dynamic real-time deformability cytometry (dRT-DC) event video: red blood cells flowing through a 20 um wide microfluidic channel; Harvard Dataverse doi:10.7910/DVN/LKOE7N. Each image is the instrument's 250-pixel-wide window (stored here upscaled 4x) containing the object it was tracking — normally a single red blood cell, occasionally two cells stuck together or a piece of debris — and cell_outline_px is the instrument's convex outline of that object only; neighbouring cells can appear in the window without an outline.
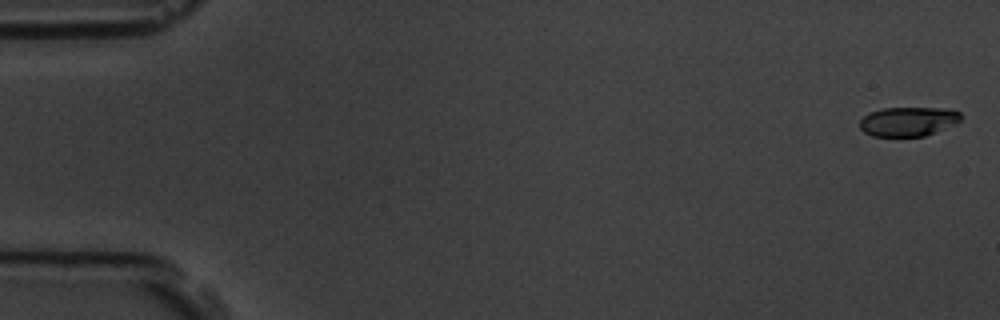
{"species": "common noctule bat (a hibernating species)", "species_latin": "Nyctalus noctula", "temperature_condition": "room temperature", "stored_images_in_passage": 9, "camera_frame_rate_fps": 3000, "um_per_image_px": 0.085, "animal": {"sex": "male", "body_mass_g": 19.5, "forearm_length_mm": 54.6}, "frame": {"image": 1, "passage_image": 1, "time_ms": 0.0, "image_size_px": [1000, 320], "cell_outline_px": [[964, 116], [956, 124], [924, 136], [872, 136], [864, 132], [860, 128], [860, 120], [868, 112], [884, 108], [940, 108], [960, 112]], "centroid_in_image_um": [77.19, 10.32], "position_along_channel_um": 7.8, "area_um2": 17.28}}
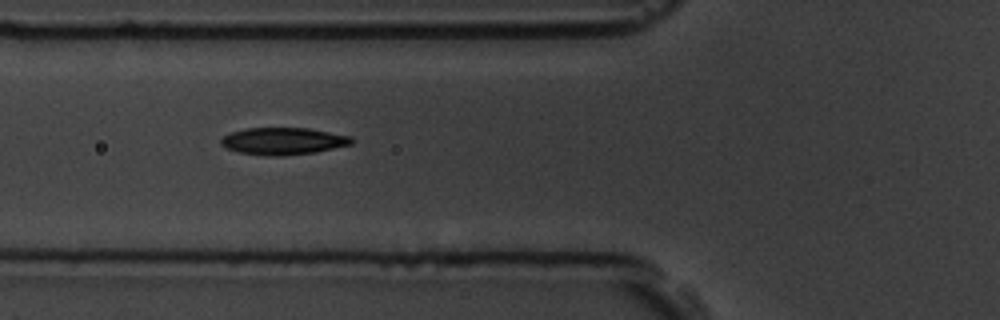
{"frame": {"image": 2, "passage_image": 6, "time_ms": 6.333, "image_size_px": [1000, 320], "cell_outline_px": [[352, 144], [316, 152], [284, 156], [264, 156], [240, 152], [224, 148], [220, 144], [220, 140], [224, 136], [232, 132], [248, 128], [308, 128], [352, 136]], "centroid_in_image_um": [24.06, 12.0], "position_along_channel_um": 101.7, "area_um2": 20.69}}
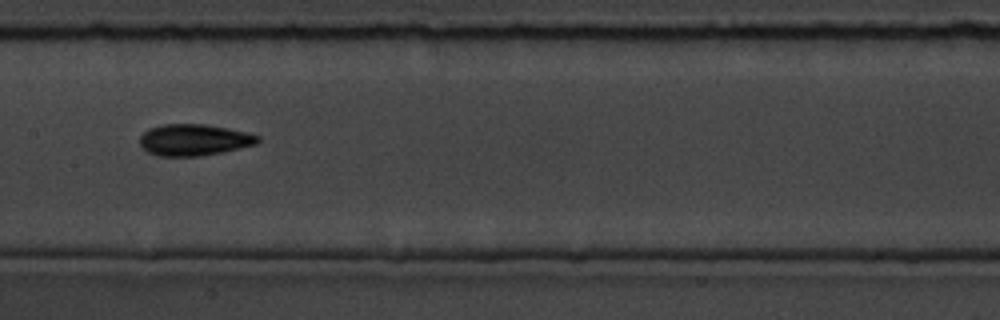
{"frame": {"image": 3, "passage_image": 8, "time_ms": 8.667, "image_size_px": [1000, 320], "cell_outline_px": [[260, 140], [256, 144], [224, 152], [200, 156], [156, 156], [148, 152], [140, 144], [140, 136], [148, 128], [164, 124], [204, 124], [228, 128], [248, 132], [260, 136]], "centroid_in_image_um": [16.5, 11.89], "position_along_channel_um": 190.9, "area_um2": 21.79}}